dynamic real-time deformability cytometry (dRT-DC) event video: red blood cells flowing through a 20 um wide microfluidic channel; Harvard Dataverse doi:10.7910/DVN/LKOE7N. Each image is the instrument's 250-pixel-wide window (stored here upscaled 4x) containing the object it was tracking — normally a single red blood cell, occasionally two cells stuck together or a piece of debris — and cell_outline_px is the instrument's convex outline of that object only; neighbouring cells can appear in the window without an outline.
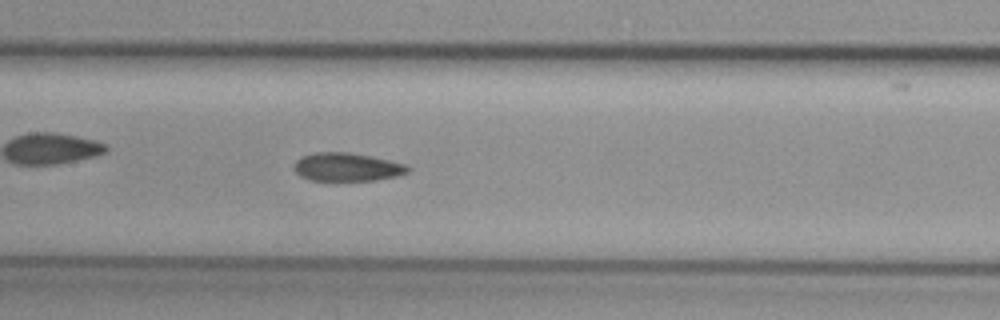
{"species": "common noctule bat (a hibernating species)", "species_latin": "Nyctalus noctula", "temperature_condition": "cold", "stored_images_in_passage": 30, "camera_frame_rate_fps": 3000, "um_per_image_px": 0.085, "animal": {"sex": "female", "body_mass_g": 29.2, "forearm_length_mm": 56.3}, "frame": {"image": 1, "passage_image": 9, "time_ms": 2.667, "image_size_px": [1000, 320], "cell_outline_px": [[412, 168], [408, 172], [396, 176], [376, 180], [308, 180], [300, 176], [292, 168], [296, 160], [304, 156], [316, 152], [348, 152], [372, 156], [408, 164]], "centroid_in_image_um": [29.52, 14.19], "position_along_channel_um": 177.9, "area_um2": 18.9}}
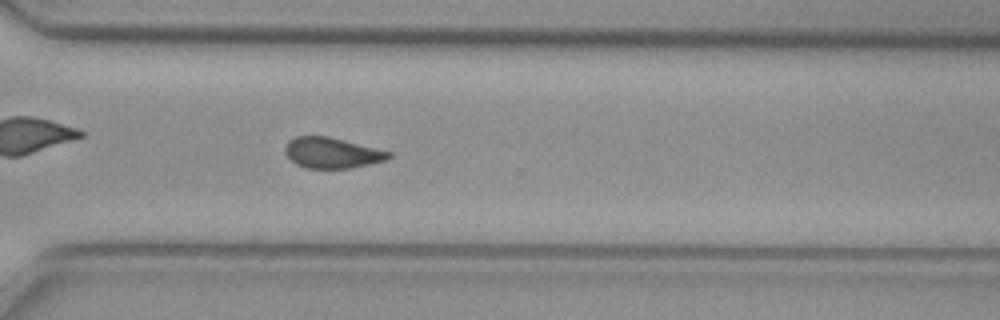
{"frame": {"image": 2, "passage_image": 22, "time_ms": 7.0, "image_size_px": [1000, 320], "cell_outline_px": [[392, 156], [388, 160], [352, 168], [304, 168], [296, 164], [284, 152], [284, 148], [288, 140], [296, 136], [328, 136], [392, 152]], "centroid_in_image_um": [28.22, 12.99], "position_along_channel_um": 342.4, "area_um2": 18.61}}